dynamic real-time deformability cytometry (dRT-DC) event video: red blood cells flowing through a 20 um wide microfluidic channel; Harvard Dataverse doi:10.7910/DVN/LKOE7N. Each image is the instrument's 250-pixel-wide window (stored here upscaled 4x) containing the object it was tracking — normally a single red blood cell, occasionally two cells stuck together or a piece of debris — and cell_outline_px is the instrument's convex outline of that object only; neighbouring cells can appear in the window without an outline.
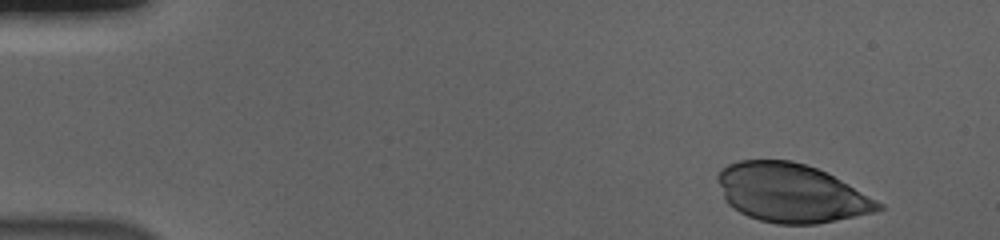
{"species": "human", "species_latin": "Homo sapiens", "temperature_condition": "cold", "stored_images_in_passage": 44, "camera_frame_rate_fps": 3000, "um_per_image_px": 0.085, "donor": {"sex": "male"}, "frame": {"image": 1, "passage_image": 1, "time_ms": 0.0, "image_size_px": [1000, 240], "cell_outline_px": [[884, 208], [872, 212], [816, 224], [776, 224], [760, 220], [748, 216], [732, 208], [724, 200], [716, 176], [720, 168], [728, 164], [740, 160], [792, 160], [828, 172], [884, 204]], "centroid_in_image_um": [67.21, 16.39], "position_along_channel_um": 17.8, "area_um2": 54.91}}